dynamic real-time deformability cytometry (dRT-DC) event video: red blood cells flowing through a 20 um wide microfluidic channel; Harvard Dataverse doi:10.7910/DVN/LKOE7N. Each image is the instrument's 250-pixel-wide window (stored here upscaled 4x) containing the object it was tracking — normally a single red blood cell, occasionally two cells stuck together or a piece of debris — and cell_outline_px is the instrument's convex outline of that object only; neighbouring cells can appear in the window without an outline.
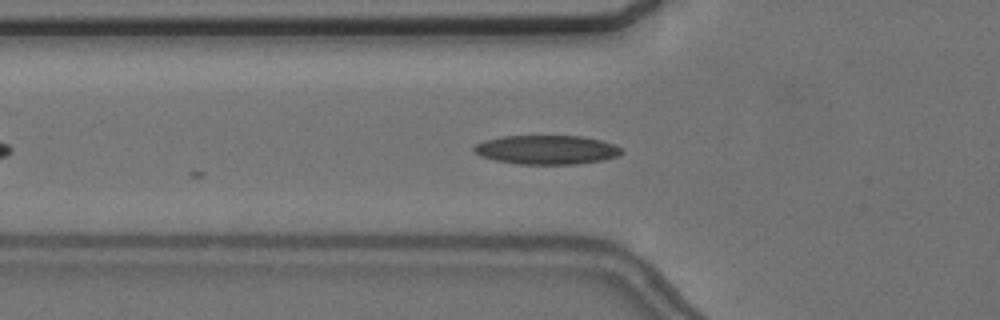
{"species": "common noctule bat (a hibernating species)", "species_latin": "Nyctalus noctula", "temperature_condition": "cold", "stored_images_in_passage": 11, "camera_frame_rate_fps": 3000, "um_per_image_px": 0.085, "animal": {"sex": "female", "body_mass_g": 24.6, "forearm_length_mm": 56.2}, "frame": {"image": 1, "passage_image": 2, "time_ms": 0.333, "image_size_px": [1000, 320], "cell_outline_px": [[624, 152], [620, 156], [600, 160], [576, 164], [516, 164], [496, 160], [480, 156], [472, 148], [476, 144], [484, 140], [504, 136], [584, 136], [600, 140], [624, 148]], "centroid_in_image_um": [46.49, 12.73], "position_along_channel_um": 79.3, "area_um2": 25.03}}
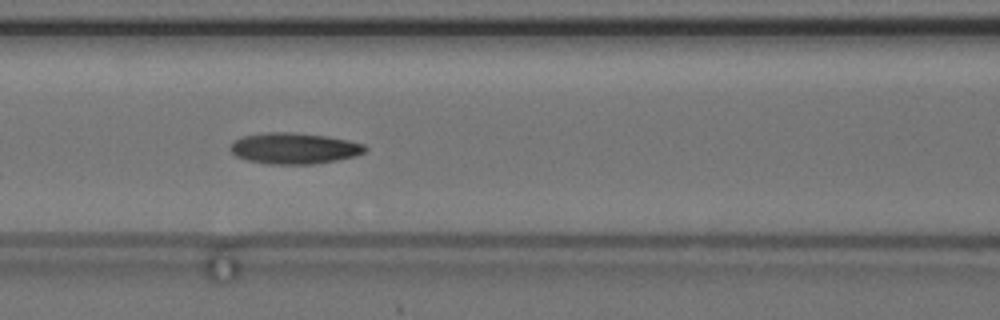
{"frame": {"image": 2, "passage_image": 7, "time_ms": 2.0, "image_size_px": [1000, 320], "cell_outline_px": [[368, 148], [364, 152], [356, 156], [316, 164], [268, 164], [248, 160], [236, 156], [228, 148], [232, 140], [244, 136], [268, 132], [292, 132], [328, 136], [348, 140], [364, 144]], "centroid_in_image_um": [25.0, 12.6], "position_along_channel_um": 141.6, "area_um2": 24.57}}